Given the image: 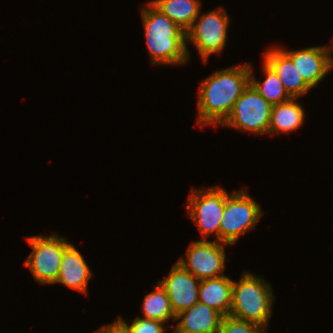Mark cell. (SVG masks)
Here are the masks:
<instances>
[{
  "instance_id": "9a60e30c",
  "label": "cell",
  "mask_w": 333,
  "mask_h": 333,
  "mask_svg": "<svg viewBox=\"0 0 333 333\" xmlns=\"http://www.w3.org/2000/svg\"><path fill=\"white\" fill-rule=\"evenodd\" d=\"M233 280L227 276L203 279L198 292L199 301L218 311L223 317L229 315L232 302Z\"/></svg>"
},
{
  "instance_id": "ac0fdd59",
  "label": "cell",
  "mask_w": 333,
  "mask_h": 333,
  "mask_svg": "<svg viewBox=\"0 0 333 333\" xmlns=\"http://www.w3.org/2000/svg\"><path fill=\"white\" fill-rule=\"evenodd\" d=\"M263 72L266 79L259 82L253 76V69L250 65V83L272 106L285 102L292 97L287 93L276 72L263 60Z\"/></svg>"
},
{
  "instance_id": "603a6c76",
  "label": "cell",
  "mask_w": 333,
  "mask_h": 333,
  "mask_svg": "<svg viewBox=\"0 0 333 333\" xmlns=\"http://www.w3.org/2000/svg\"><path fill=\"white\" fill-rule=\"evenodd\" d=\"M332 47H333V44H332ZM332 47H328L326 46V49H327V52H328V61H329V66H330V69H333V57H332V50L333 48ZM332 48V49H331Z\"/></svg>"
},
{
  "instance_id": "277c9868",
  "label": "cell",
  "mask_w": 333,
  "mask_h": 333,
  "mask_svg": "<svg viewBox=\"0 0 333 333\" xmlns=\"http://www.w3.org/2000/svg\"><path fill=\"white\" fill-rule=\"evenodd\" d=\"M262 215L259 203L245 188L229 194L220 222V242L235 244L243 233L255 227Z\"/></svg>"
},
{
  "instance_id": "8fae6325",
  "label": "cell",
  "mask_w": 333,
  "mask_h": 333,
  "mask_svg": "<svg viewBox=\"0 0 333 333\" xmlns=\"http://www.w3.org/2000/svg\"><path fill=\"white\" fill-rule=\"evenodd\" d=\"M292 61L304 81L311 87L332 71L329 66L326 46H313L296 51L280 48Z\"/></svg>"
},
{
  "instance_id": "44dd1931",
  "label": "cell",
  "mask_w": 333,
  "mask_h": 333,
  "mask_svg": "<svg viewBox=\"0 0 333 333\" xmlns=\"http://www.w3.org/2000/svg\"><path fill=\"white\" fill-rule=\"evenodd\" d=\"M118 320L125 326L129 333H164V322L136 317L131 324L125 322L121 317Z\"/></svg>"
},
{
  "instance_id": "e0dca14e",
  "label": "cell",
  "mask_w": 333,
  "mask_h": 333,
  "mask_svg": "<svg viewBox=\"0 0 333 333\" xmlns=\"http://www.w3.org/2000/svg\"><path fill=\"white\" fill-rule=\"evenodd\" d=\"M163 14L187 32L200 14V0H152Z\"/></svg>"
},
{
  "instance_id": "ffe728a7",
  "label": "cell",
  "mask_w": 333,
  "mask_h": 333,
  "mask_svg": "<svg viewBox=\"0 0 333 333\" xmlns=\"http://www.w3.org/2000/svg\"><path fill=\"white\" fill-rule=\"evenodd\" d=\"M266 329L258 324L226 315L221 319L218 333H267Z\"/></svg>"
},
{
  "instance_id": "7a4b0ae2",
  "label": "cell",
  "mask_w": 333,
  "mask_h": 333,
  "mask_svg": "<svg viewBox=\"0 0 333 333\" xmlns=\"http://www.w3.org/2000/svg\"><path fill=\"white\" fill-rule=\"evenodd\" d=\"M146 7L141 16L152 64H185L190 56L186 32L151 2Z\"/></svg>"
},
{
  "instance_id": "4fadbf2b",
  "label": "cell",
  "mask_w": 333,
  "mask_h": 333,
  "mask_svg": "<svg viewBox=\"0 0 333 333\" xmlns=\"http://www.w3.org/2000/svg\"><path fill=\"white\" fill-rule=\"evenodd\" d=\"M222 317L218 311L198 301L191 308L176 315V320H181L173 331L176 333H218Z\"/></svg>"
},
{
  "instance_id": "5bb4252c",
  "label": "cell",
  "mask_w": 333,
  "mask_h": 333,
  "mask_svg": "<svg viewBox=\"0 0 333 333\" xmlns=\"http://www.w3.org/2000/svg\"><path fill=\"white\" fill-rule=\"evenodd\" d=\"M91 276L93 273L83 255L70 244L63 252L60 272L55 283L86 293Z\"/></svg>"
},
{
  "instance_id": "2e32d148",
  "label": "cell",
  "mask_w": 333,
  "mask_h": 333,
  "mask_svg": "<svg viewBox=\"0 0 333 333\" xmlns=\"http://www.w3.org/2000/svg\"><path fill=\"white\" fill-rule=\"evenodd\" d=\"M298 98L272 106L268 134L290 133L299 129L305 119V111L298 104Z\"/></svg>"
},
{
  "instance_id": "6da1fadb",
  "label": "cell",
  "mask_w": 333,
  "mask_h": 333,
  "mask_svg": "<svg viewBox=\"0 0 333 333\" xmlns=\"http://www.w3.org/2000/svg\"><path fill=\"white\" fill-rule=\"evenodd\" d=\"M250 83V64L218 70L203 80L198 92L200 127L221 125L232 112L235 101Z\"/></svg>"
},
{
  "instance_id": "9c48e42d",
  "label": "cell",
  "mask_w": 333,
  "mask_h": 333,
  "mask_svg": "<svg viewBox=\"0 0 333 333\" xmlns=\"http://www.w3.org/2000/svg\"><path fill=\"white\" fill-rule=\"evenodd\" d=\"M224 245L229 244L216 240L193 241L187 248L186 259L180 257L177 262L200 280L224 276Z\"/></svg>"
},
{
  "instance_id": "30bf717a",
  "label": "cell",
  "mask_w": 333,
  "mask_h": 333,
  "mask_svg": "<svg viewBox=\"0 0 333 333\" xmlns=\"http://www.w3.org/2000/svg\"><path fill=\"white\" fill-rule=\"evenodd\" d=\"M200 279L188 272L180 263L175 262L168 277L160 280V285L169 296L172 310L175 315L191 308L199 301L198 292Z\"/></svg>"
},
{
  "instance_id": "3957f363",
  "label": "cell",
  "mask_w": 333,
  "mask_h": 333,
  "mask_svg": "<svg viewBox=\"0 0 333 333\" xmlns=\"http://www.w3.org/2000/svg\"><path fill=\"white\" fill-rule=\"evenodd\" d=\"M275 303L272 288L262 276L243 272L240 280H233L229 315L268 328Z\"/></svg>"
},
{
  "instance_id": "7402d4cb",
  "label": "cell",
  "mask_w": 333,
  "mask_h": 333,
  "mask_svg": "<svg viewBox=\"0 0 333 333\" xmlns=\"http://www.w3.org/2000/svg\"><path fill=\"white\" fill-rule=\"evenodd\" d=\"M93 333H129L125 326L119 321H114L102 328L95 330Z\"/></svg>"
},
{
  "instance_id": "8992f818",
  "label": "cell",
  "mask_w": 333,
  "mask_h": 333,
  "mask_svg": "<svg viewBox=\"0 0 333 333\" xmlns=\"http://www.w3.org/2000/svg\"><path fill=\"white\" fill-rule=\"evenodd\" d=\"M27 242L32 252L24 266L29 267L37 283L54 284L60 272L63 252L70 242L55 233L50 236H30Z\"/></svg>"
},
{
  "instance_id": "5b68a950",
  "label": "cell",
  "mask_w": 333,
  "mask_h": 333,
  "mask_svg": "<svg viewBox=\"0 0 333 333\" xmlns=\"http://www.w3.org/2000/svg\"><path fill=\"white\" fill-rule=\"evenodd\" d=\"M229 194L221 186L191 191L186 202L189 218L198 227L201 237L206 240L214 235L220 242V222Z\"/></svg>"
},
{
  "instance_id": "d6986e66",
  "label": "cell",
  "mask_w": 333,
  "mask_h": 333,
  "mask_svg": "<svg viewBox=\"0 0 333 333\" xmlns=\"http://www.w3.org/2000/svg\"><path fill=\"white\" fill-rule=\"evenodd\" d=\"M154 291L146 294L142 304L143 318L154 319L161 322H166L170 319L176 320L170 299L165 289L160 285H154Z\"/></svg>"
},
{
  "instance_id": "52a82bcc",
  "label": "cell",
  "mask_w": 333,
  "mask_h": 333,
  "mask_svg": "<svg viewBox=\"0 0 333 333\" xmlns=\"http://www.w3.org/2000/svg\"><path fill=\"white\" fill-rule=\"evenodd\" d=\"M271 110L272 105L249 83L221 126L233 127L252 134H268Z\"/></svg>"
},
{
  "instance_id": "7c38bea8",
  "label": "cell",
  "mask_w": 333,
  "mask_h": 333,
  "mask_svg": "<svg viewBox=\"0 0 333 333\" xmlns=\"http://www.w3.org/2000/svg\"><path fill=\"white\" fill-rule=\"evenodd\" d=\"M264 61L276 72L292 98L308 94L312 89L299 74L293 61L280 49L272 47L264 52Z\"/></svg>"
},
{
  "instance_id": "ba28073f",
  "label": "cell",
  "mask_w": 333,
  "mask_h": 333,
  "mask_svg": "<svg viewBox=\"0 0 333 333\" xmlns=\"http://www.w3.org/2000/svg\"><path fill=\"white\" fill-rule=\"evenodd\" d=\"M229 16L223 7L198 15L186 32V41L192 42L206 63L212 54H220L227 41Z\"/></svg>"
}]
</instances>
